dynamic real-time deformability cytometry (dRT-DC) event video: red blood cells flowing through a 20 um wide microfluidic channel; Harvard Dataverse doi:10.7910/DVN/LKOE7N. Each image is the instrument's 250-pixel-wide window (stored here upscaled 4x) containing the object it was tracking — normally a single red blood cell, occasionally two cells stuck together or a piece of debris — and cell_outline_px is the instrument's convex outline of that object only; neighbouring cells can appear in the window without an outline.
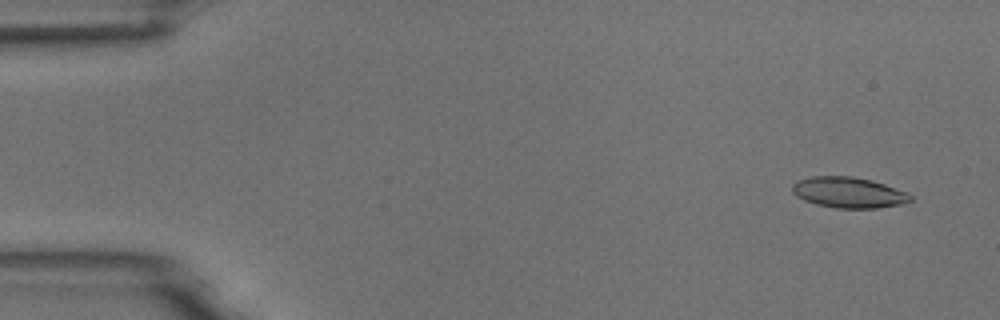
{"species": "common noctule bat (a hibernating species)", "species_latin": "Nyctalus noctula", "temperature_condition": "room temperature", "stored_images_in_passage": 6, "camera_frame_rate_fps": 3000, "um_per_image_px": 0.085, "animal": {"sex": "male", "body_mass_g": 18.8}, "frame": {"image": 1, "passage_image": 2, "time_ms": 1.0, "image_size_px": [1000, 320], "cell_outline_px": [[912, 200], [900, 204], [876, 208], [836, 208], [816, 204], [804, 200], [796, 196], [792, 192], [792, 184], [796, 180], [812, 176], [852, 176], [872, 180], [908, 192], [912, 196]], "centroid_in_image_um": [72.11, 16.35], "position_along_channel_um": 12.9, "area_um2": 21.27}}
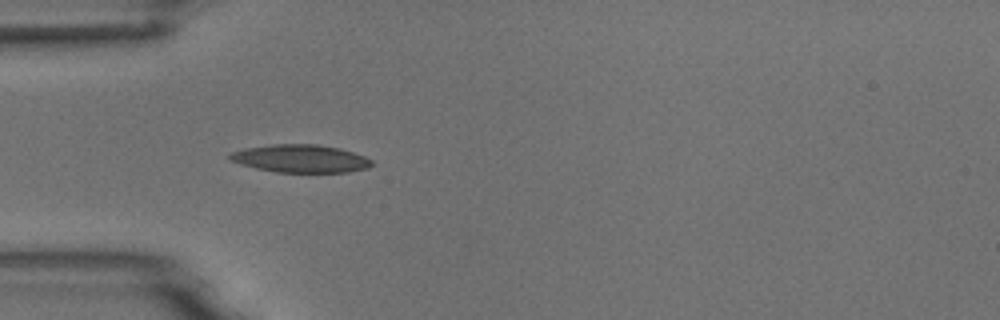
{"frame": {"image": 2, "passage_image": 5, "time_ms": 5.333, "image_size_px": [1000, 320], "cell_outline_px": [[372, 164], [368, 168], [348, 172], [276, 172], [256, 168], [240, 164], [228, 160], [228, 152], [244, 148], [272, 144], [316, 144], [340, 148], [364, 156], [372, 160]], "centroid_in_image_um": [25.49, 13.47], "position_along_channel_um": 59.5, "area_um2": 23.18}}